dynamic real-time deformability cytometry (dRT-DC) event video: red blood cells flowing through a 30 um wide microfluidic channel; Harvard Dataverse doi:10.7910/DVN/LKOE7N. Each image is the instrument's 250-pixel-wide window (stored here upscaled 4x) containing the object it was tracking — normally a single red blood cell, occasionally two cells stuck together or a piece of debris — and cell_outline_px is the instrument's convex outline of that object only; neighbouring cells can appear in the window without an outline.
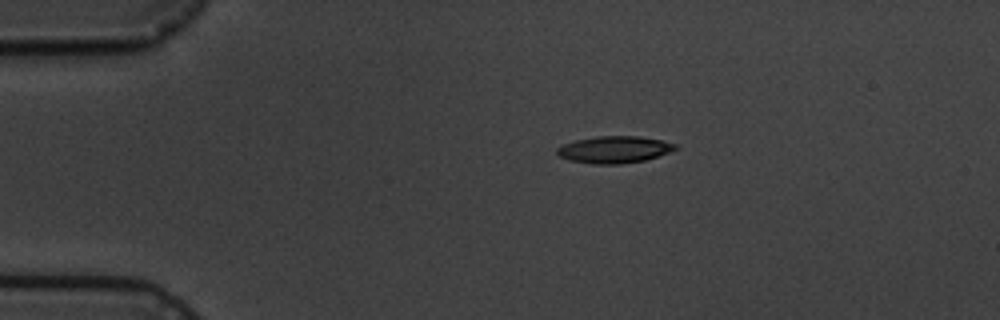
{"species": "common noctule bat (a hibernating species)", "species_latin": "Nyctalus noctula", "temperature_condition": "cold", "stored_images_in_passage": 9, "camera_frame_rate_fps": 3000, "um_per_image_px": 0.085, "animal": {"sex": "male", "body_mass_g": 19.5, "forearm_length_mm": 54.6}, "frame": {"image": 1, "passage_image": 1, "time_ms": 0.0, "image_size_px": [1000, 320], "cell_outline_px": [[680, 148], [644, 160], [620, 164], [592, 164], [572, 160], [560, 156], [556, 152], [556, 148], [564, 144], [576, 140], [596, 136], [640, 136], [660, 140], [676, 144]], "centroid_in_image_um": [52.22, 12.7], "position_along_channel_um": 32.8, "area_um2": 18.38}}
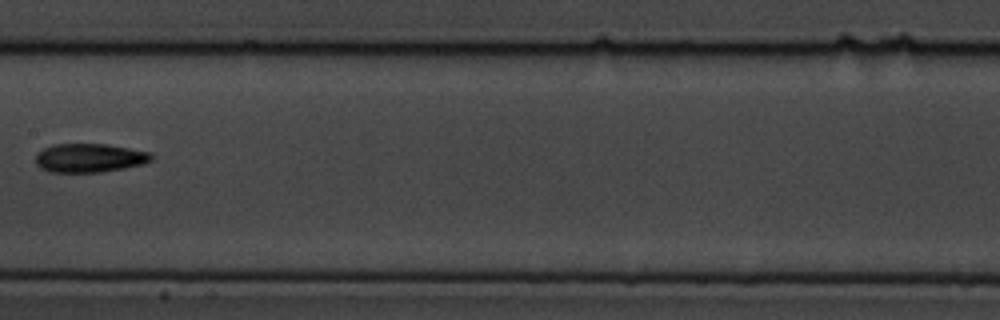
{"frame": {"image": 2, "passage_image": 6, "time_ms": 6.0, "image_size_px": [1000, 320], "cell_outline_px": [[152, 160], [144, 164], [124, 168], [100, 172], [48, 172], [40, 168], [36, 164], [36, 156], [44, 148], [52, 144], [108, 144], [152, 152]], "centroid_in_image_um": [7.63, 13.42], "position_along_channel_um": 199.8, "area_um2": 19.54}}
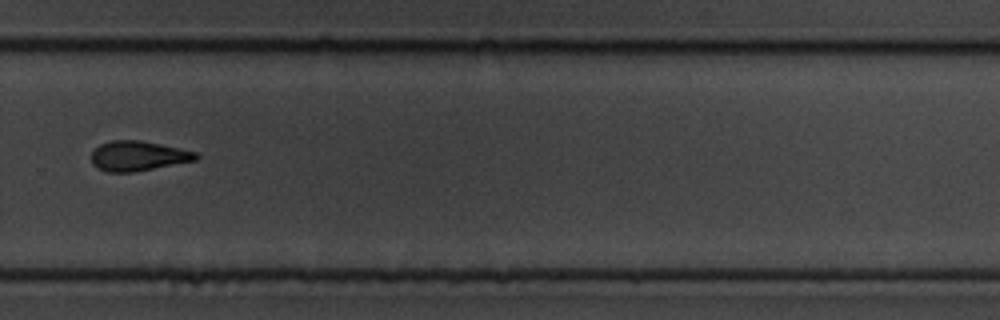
{"frame": {"image": 3, "passage_image": 9, "time_ms": 9.333, "image_size_px": [1000, 320], "cell_outline_px": [[200, 156], [196, 160], [136, 172], [108, 172], [96, 168], [92, 164], [92, 152], [100, 144], [112, 140], [140, 140], [160, 144], [196, 152]], "centroid_in_image_um": [11.72, 13.26], "position_along_channel_um": 318.1, "area_um2": 18.21}}